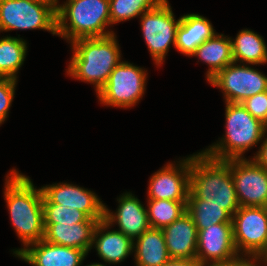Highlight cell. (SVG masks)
I'll return each instance as SVG.
<instances>
[{"label":"cell","instance_id":"6da1fadb","mask_svg":"<svg viewBox=\"0 0 267 266\" xmlns=\"http://www.w3.org/2000/svg\"><path fill=\"white\" fill-rule=\"evenodd\" d=\"M8 175L4 196L13 227L26 247L44 239L43 192L14 168Z\"/></svg>","mask_w":267,"mask_h":266},{"label":"cell","instance_id":"7a4b0ae2","mask_svg":"<svg viewBox=\"0 0 267 266\" xmlns=\"http://www.w3.org/2000/svg\"><path fill=\"white\" fill-rule=\"evenodd\" d=\"M189 190L188 199L220 206L231 216L240 208L229 162L213 159L202 151L190 156Z\"/></svg>","mask_w":267,"mask_h":266},{"label":"cell","instance_id":"3957f363","mask_svg":"<svg viewBox=\"0 0 267 266\" xmlns=\"http://www.w3.org/2000/svg\"><path fill=\"white\" fill-rule=\"evenodd\" d=\"M71 45L74 53L67 74L95 85L98 93L121 62L115 33L105 37L80 38L71 42Z\"/></svg>","mask_w":267,"mask_h":266},{"label":"cell","instance_id":"277c9868","mask_svg":"<svg viewBox=\"0 0 267 266\" xmlns=\"http://www.w3.org/2000/svg\"><path fill=\"white\" fill-rule=\"evenodd\" d=\"M57 35L69 42L80 38L105 37L114 34L109 0H67L56 5ZM68 21H70L68 23Z\"/></svg>","mask_w":267,"mask_h":266},{"label":"cell","instance_id":"5b68a950","mask_svg":"<svg viewBox=\"0 0 267 266\" xmlns=\"http://www.w3.org/2000/svg\"><path fill=\"white\" fill-rule=\"evenodd\" d=\"M226 135L202 152L216 160L242 159L265 138V124L254 118L241 103L225 102Z\"/></svg>","mask_w":267,"mask_h":266},{"label":"cell","instance_id":"8992f818","mask_svg":"<svg viewBox=\"0 0 267 266\" xmlns=\"http://www.w3.org/2000/svg\"><path fill=\"white\" fill-rule=\"evenodd\" d=\"M59 1L0 0V32L42 29L57 35Z\"/></svg>","mask_w":267,"mask_h":266},{"label":"cell","instance_id":"52a82bcc","mask_svg":"<svg viewBox=\"0 0 267 266\" xmlns=\"http://www.w3.org/2000/svg\"><path fill=\"white\" fill-rule=\"evenodd\" d=\"M146 73L144 69L129 62H120L97 93L100 103L120 108L136 105L146 90Z\"/></svg>","mask_w":267,"mask_h":266},{"label":"cell","instance_id":"ba28073f","mask_svg":"<svg viewBox=\"0 0 267 266\" xmlns=\"http://www.w3.org/2000/svg\"><path fill=\"white\" fill-rule=\"evenodd\" d=\"M140 18L146 45L156 65L159 66L164 62L171 44L176 46L180 18L175 21L168 0L161 1L155 8L144 12Z\"/></svg>","mask_w":267,"mask_h":266},{"label":"cell","instance_id":"9c48e42d","mask_svg":"<svg viewBox=\"0 0 267 266\" xmlns=\"http://www.w3.org/2000/svg\"><path fill=\"white\" fill-rule=\"evenodd\" d=\"M232 224L237 252L259 258L267 248V207L240 206Z\"/></svg>","mask_w":267,"mask_h":266},{"label":"cell","instance_id":"30bf717a","mask_svg":"<svg viewBox=\"0 0 267 266\" xmlns=\"http://www.w3.org/2000/svg\"><path fill=\"white\" fill-rule=\"evenodd\" d=\"M209 83L220 88L226 102L241 103L246 98L267 91V76L257 69L232 62Z\"/></svg>","mask_w":267,"mask_h":266},{"label":"cell","instance_id":"8fae6325","mask_svg":"<svg viewBox=\"0 0 267 266\" xmlns=\"http://www.w3.org/2000/svg\"><path fill=\"white\" fill-rule=\"evenodd\" d=\"M240 206L267 207V170L252 159H228Z\"/></svg>","mask_w":267,"mask_h":266},{"label":"cell","instance_id":"7c38bea8","mask_svg":"<svg viewBox=\"0 0 267 266\" xmlns=\"http://www.w3.org/2000/svg\"><path fill=\"white\" fill-rule=\"evenodd\" d=\"M239 256L233 240L232 222L212 224L198 231L196 259L203 266L229 262Z\"/></svg>","mask_w":267,"mask_h":266},{"label":"cell","instance_id":"4fadbf2b","mask_svg":"<svg viewBox=\"0 0 267 266\" xmlns=\"http://www.w3.org/2000/svg\"><path fill=\"white\" fill-rule=\"evenodd\" d=\"M175 166L168 163L155 172L149 181L148 199L187 201L190 188V157Z\"/></svg>","mask_w":267,"mask_h":266},{"label":"cell","instance_id":"5bb4252c","mask_svg":"<svg viewBox=\"0 0 267 266\" xmlns=\"http://www.w3.org/2000/svg\"><path fill=\"white\" fill-rule=\"evenodd\" d=\"M13 254L32 266H80L88 253L78 248L52 244L42 239L16 249Z\"/></svg>","mask_w":267,"mask_h":266},{"label":"cell","instance_id":"9a60e30c","mask_svg":"<svg viewBox=\"0 0 267 266\" xmlns=\"http://www.w3.org/2000/svg\"><path fill=\"white\" fill-rule=\"evenodd\" d=\"M41 189L52 203L75 207L91 219H104L105 204L88 189L63 182L42 186Z\"/></svg>","mask_w":267,"mask_h":266},{"label":"cell","instance_id":"2e32d148","mask_svg":"<svg viewBox=\"0 0 267 266\" xmlns=\"http://www.w3.org/2000/svg\"><path fill=\"white\" fill-rule=\"evenodd\" d=\"M118 208L115 213L104 206V221L111 227L114 222L118 224L119 230L133 241L150 228L147 209L140 200L132 193H124L118 198Z\"/></svg>","mask_w":267,"mask_h":266},{"label":"cell","instance_id":"e0dca14e","mask_svg":"<svg viewBox=\"0 0 267 266\" xmlns=\"http://www.w3.org/2000/svg\"><path fill=\"white\" fill-rule=\"evenodd\" d=\"M162 231L170 258H196L198 230L187 212L162 228Z\"/></svg>","mask_w":267,"mask_h":266},{"label":"cell","instance_id":"ac0fdd59","mask_svg":"<svg viewBox=\"0 0 267 266\" xmlns=\"http://www.w3.org/2000/svg\"><path fill=\"white\" fill-rule=\"evenodd\" d=\"M108 229L110 226L106 221L98 222L93 234L92 247H96L97 254L105 263L117 264L133 252L134 241L122 232Z\"/></svg>","mask_w":267,"mask_h":266},{"label":"cell","instance_id":"d6986e66","mask_svg":"<svg viewBox=\"0 0 267 266\" xmlns=\"http://www.w3.org/2000/svg\"><path fill=\"white\" fill-rule=\"evenodd\" d=\"M98 222H79L68 225L44 224V240L61 246L78 248L87 253L92 249L93 234Z\"/></svg>","mask_w":267,"mask_h":266},{"label":"cell","instance_id":"ffe728a7","mask_svg":"<svg viewBox=\"0 0 267 266\" xmlns=\"http://www.w3.org/2000/svg\"><path fill=\"white\" fill-rule=\"evenodd\" d=\"M215 33L212 24L205 17L194 13L183 15L177 29L175 48L182 54L191 56L197 47Z\"/></svg>","mask_w":267,"mask_h":266},{"label":"cell","instance_id":"44dd1931","mask_svg":"<svg viewBox=\"0 0 267 266\" xmlns=\"http://www.w3.org/2000/svg\"><path fill=\"white\" fill-rule=\"evenodd\" d=\"M198 57L209 65L206 73L207 81L214 78L222 69L234 62L231 38L215 33L204 41L191 55Z\"/></svg>","mask_w":267,"mask_h":266},{"label":"cell","instance_id":"7402d4cb","mask_svg":"<svg viewBox=\"0 0 267 266\" xmlns=\"http://www.w3.org/2000/svg\"><path fill=\"white\" fill-rule=\"evenodd\" d=\"M136 266H161L166 263L168 254L162 229L149 228L133 242Z\"/></svg>","mask_w":267,"mask_h":266},{"label":"cell","instance_id":"603a6c76","mask_svg":"<svg viewBox=\"0 0 267 266\" xmlns=\"http://www.w3.org/2000/svg\"><path fill=\"white\" fill-rule=\"evenodd\" d=\"M234 62L251 65L267 63V45L263 37L254 31L243 29L235 40L231 38Z\"/></svg>","mask_w":267,"mask_h":266},{"label":"cell","instance_id":"cb8c5ba5","mask_svg":"<svg viewBox=\"0 0 267 266\" xmlns=\"http://www.w3.org/2000/svg\"><path fill=\"white\" fill-rule=\"evenodd\" d=\"M26 44L20 37L6 36L0 39V76L17 80L16 74L26 58Z\"/></svg>","mask_w":267,"mask_h":266},{"label":"cell","instance_id":"d4e9b609","mask_svg":"<svg viewBox=\"0 0 267 266\" xmlns=\"http://www.w3.org/2000/svg\"><path fill=\"white\" fill-rule=\"evenodd\" d=\"M187 201L148 199V222L151 228L162 229L186 212Z\"/></svg>","mask_w":267,"mask_h":266},{"label":"cell","instance_id":"484cf974","mask_svg":"<svg viewBox=\"0 0 267 266\" xmlns=\"http://www.w3.org/2000/svg\"><path fill=\"white\" fill-rule=\"evenodd\" d=\"M186 212L191 216L198 231L212 224L232 222V216L226 210L220 206L203 205L201 199H188Z\"/></svg>","mask_w":267,"mask_h":266},{"label":"cell","instance_id":"4316f807","mask_svg":"<svg viewBox=\"0 0 267 266\" xmlns=\"http://www.w3.org/2000/svg\"><path fill=\"white\" fill-rule=\"evenodd\" d=\"M44 224L70 225L79 222H99L104 219H91L84 212L75 207H68L52 203L43 194Z\"/></svg>","mask_w":267,"mask_h":266},{"label":"cell","instance_id":"83f0119b","mask_svg":"<svg viewBox=\"0 0 267 266\" xmlns=\"http://www.w3.org/2000/svg\"><path fill=\"white\" fill-rule=\"evenodd\" d=\"M163 0H109L111 24H117L155 8Z\"/></svg>","mask_w":267,"mask_h":266},{"label":"cell","instance_id":"f1b7e54d","mask_svg":"<svg viewBox=\"0 0 267 266\" xmlns=\"http://www.w3.org/2000/svg\"><path fill=\"white\" fill-rule=\"evenodd\" d=\"M241 104L254 118L267 122V91L248 97Z\"/></svg>","mask_w":267,"mask_h":266},{"label":"cell","instance_id":"f546056e","mask_svg":"<svg viewBox=\"0 0 267 266\" xmlns=\"http://www.w3.org/2000/svg\"><path fill=\"white\" fill-rule=\"evenodd\" d=\"M17 80L11 78H2L0 80V125L8 117V111L15 94Z\"/></svg>","mask_w":267,"mask_h":266},{"label":"cell","instance_id":"4dcf8cb0","mask_svg":"<svg viewBox=\"0 0 267 266\" xmlns=\"http://www.w3.org/2000/svg\"><path fill=\"white\" fill-rule=\"evenodd\" d=\"M258 258L239 256L236 259L229 262L210 263L204 266H259Z\"/></svg>","mask_w":267,"mask_h":266},{"label":"cell","instance_id":"1f68e13d","mask_svg":"<svg viewBox=\"0 0 267 266\" xmlns=\"http://www.w3.org/2000/svg\"><path fill=\"white\" fill-rule=\"evenodd\" d=\"M256 153L252 159L267 170V138L263 139V143Z\"/></svg>","mask_w":267,"mask_h":266},{"label":"cell","instance_id":"d6a6232c","mask_svg":"<svg viewBox=\"0 0 267 266\" xmlns=\"http://www.w3.org/2000/svg\"><path fill=\"white\" fill-rule=\"evenodd\" d=\"M161 266H203L196 258L194 259H179L170 258L166 263Z\"/></svg>","mask_w":267,"mask_h":266},{"label":"cell","instance_id":"836d02e7","mask_svg":"<svg viewBox=\"0 0 267 266\" xmlns=\"http://www.w3.org/2000/svg\"><path fill=\"white\" fill-rule=\"evenodd\" d=\"M258 261L260 263H262L263 261V264L267 265V248L265 249V251L261 254V256L258 258Z\"/></svg>","mask_w":267,"mask_h":266},{"label":"cell","instance_id":"e575fe53","mask_svg":"<svg viewBox=\"0 0 267 266\" xmlns=\"http://www.w3.org/2000/svg\"><path fill=\"white\" fill-rule=\"evenodd\" d=\"M87 266H106L105 264H101V263H93Z\"/></svg>","mask_w":267,"mask_h":266},{"label":"cell","instance_id":"d590c367","mask_svg":"<svg viewBox=\"0 0 267 266\" xmlns=\"http://www.w3.org/2000/svg\"><path fill=\"white\" fill-rule=\"evenodd\" d=\"M30 1H58V0H30Z\"/></svg>","mask_w":267,"mask_h":266},{"label":"cell","instance_id":"8d00e7d4","mask_svg":"<svg viewBox=\"0 0 267 266\" xmlns=\"http://www.w3.org/2000/svg\"><path fill=\"white\" fill-rule=\"evenodd\" d=\"M265 132H267V122L265 123Z\"/></svg>","mask_w":267,"mask_h":266}]
</instances>
